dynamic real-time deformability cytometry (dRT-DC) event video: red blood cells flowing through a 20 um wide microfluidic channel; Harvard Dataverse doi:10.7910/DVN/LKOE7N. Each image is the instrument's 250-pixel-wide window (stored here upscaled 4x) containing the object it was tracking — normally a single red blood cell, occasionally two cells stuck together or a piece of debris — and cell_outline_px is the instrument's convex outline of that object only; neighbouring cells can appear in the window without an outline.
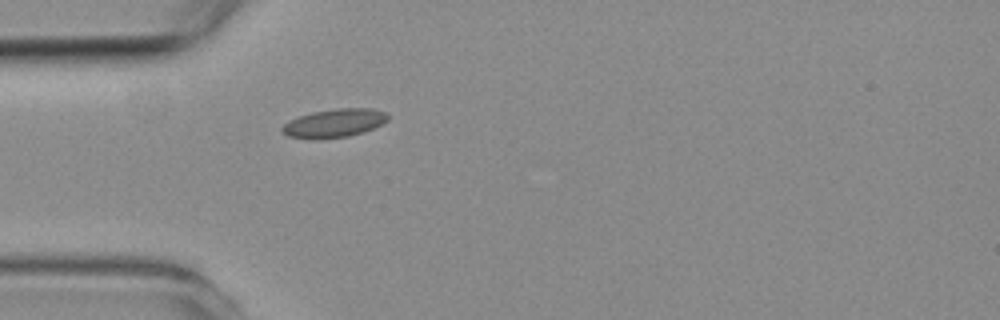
{"species": "common noctule bat (a hibernating species)", "species_latin": "Nyctalus noctula", "temperature_condition": "room temperature", "stored_images_in_passage": 1, "camera_frame_rate_fps": 3000, "um_per_image_px": 0.085, "animal": {"sex": "female", "body_mass_g": 19.3, "forearm_length_mm": 54.1}, "frame": {"image": 1, "passage_image": 1, "time_ms": 0.0, "image_size_px": [1000, 320], "cell_outline_px": [[388, 120], [372, 128], [348, 136], [288, 136], [280, 128], [288, 120], [312, 112], [336, 108], [372, 108], [388, 112]], "centroid_in_image_um": [28.47, 10.39], "position_along_channel_um": 56.5, "area_um2": 16.65}}